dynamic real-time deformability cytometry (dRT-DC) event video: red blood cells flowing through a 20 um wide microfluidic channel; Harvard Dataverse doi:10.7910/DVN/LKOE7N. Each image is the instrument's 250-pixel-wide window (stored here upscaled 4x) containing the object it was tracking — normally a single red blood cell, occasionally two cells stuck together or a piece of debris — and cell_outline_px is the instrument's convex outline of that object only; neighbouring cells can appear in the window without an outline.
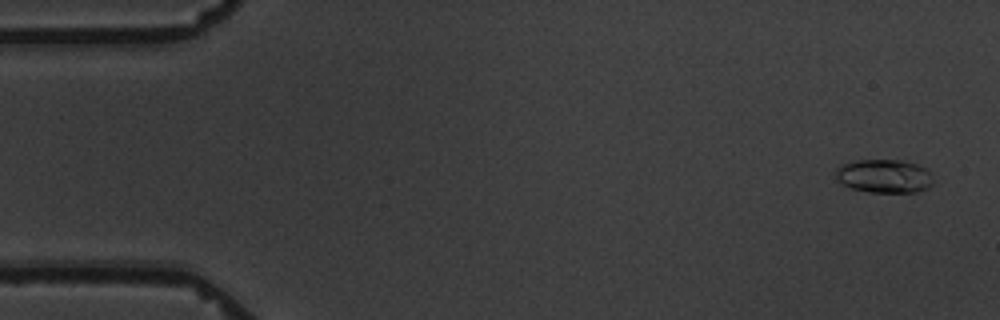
{"species": "common noctule bat (a hibernating species)", "species_latin": "Nyctalus noctula", "temperature_condition": "warm", "stored_images_in_passage": 5, "camera_frame_rate_fps": 3000, "um_per_image_px": 0.085, "animal": {"sex": "male", "body_mass_g": 19.5, "forearm_length_mm": 54.6}, "frame": {"image": 1, "passage_image": 1, "time_ms": 0.0, "image_size_px": [1000, 320], "cell_outline_px": [[932, 184], [928, 188], [916, 192], [868, 192], [852, 188], [836, 180], [832, 176], [836, 168], [840, 164], [856, 160], [900, 160], [916, 164], [928, 168]], "centroid_in_image_um": [75.1, 14.96], "position_along_channel_um": 9.9, "area_um2": 19.25}}